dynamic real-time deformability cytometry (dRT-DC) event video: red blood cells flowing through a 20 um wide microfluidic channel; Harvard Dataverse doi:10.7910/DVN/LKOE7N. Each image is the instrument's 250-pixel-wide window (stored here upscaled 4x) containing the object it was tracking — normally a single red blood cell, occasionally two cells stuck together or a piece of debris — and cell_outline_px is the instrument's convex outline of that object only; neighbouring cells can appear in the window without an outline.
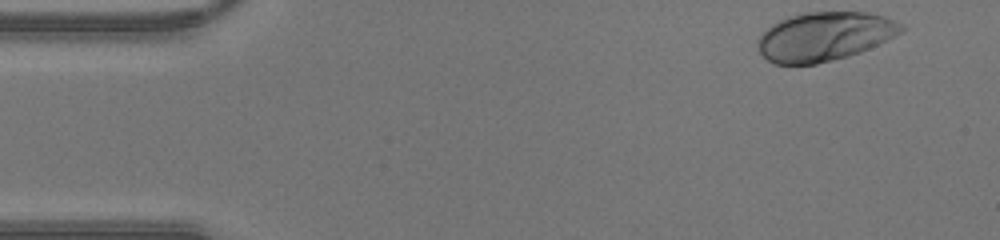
{"species": "human", "species_latin": "Homo sapiens", "temperature_condition": "warm", "stored_images_in_passage": 42, "camera_frame_rate_fps": 3000, "um_per_image_px": 0.085, "donor": {"sex": "male"}, "frame": {"image": 1, "passage_image": 1, "time_ms": 0.0, "image_size_px": [1000, 240], "cell_outline_px": [[904, 28], [900, 32], [860, 52], [848, 56], [816, 64], [776, 64], [768, 60], [760, 52], [756, 44], [756, 40], [772, 24], [788, 16], [804, 12], [868, 12], [884, 16], [904, 24]], "centroid_in_image_um": [70.05, 3.09], "position_along_channel_um": 15.0, "area_um2": 40.58}}
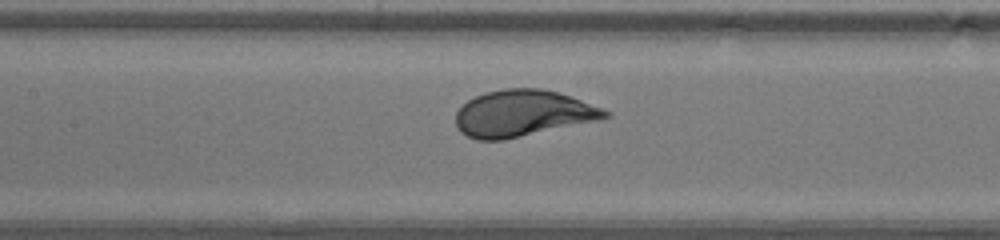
{"frame": {"image": 2, "passage_image": 18, "time_ms": 5.667, "image_size_px": [1000, 240], "cell_outline_px": [[612, 116], [596, 120], [504, 140], [476, 140], [460, 132], [456, 124], [456, 112], [468, 100], [484, 92], [504, 88], [540, 88], [560, 92], [604, 108], [612, 112]], "centroid_in_image_um": [44.45, 9.62], "position_along_channel_um": 163.0, "area_um2": 40.46}}
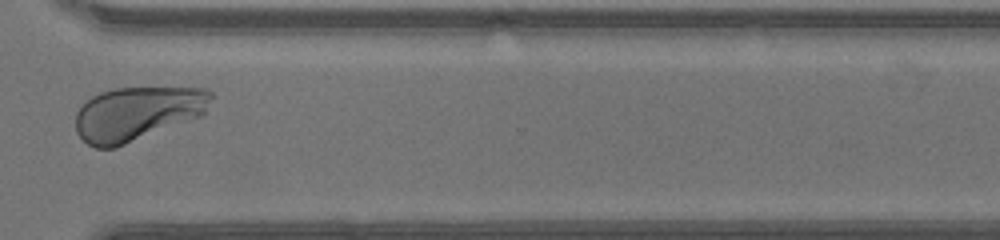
{"frame": {"image": 3, "passage_image": 31, "time_ms": 10.0, "image_size_px": [1000, 240], "cell_outline_px": [[212, 96], [204, 112], [200, 116], [116, 148], [96, 148], [88, 144], [76, 132], [76, 112], [92, 96], [100, 92], [116, 88], [208, 88], [212, 92]], "centroid_in_image_um": [11.64, 9.65], "position_along_channel_um": 359.0, "area_um2": 42.25}}